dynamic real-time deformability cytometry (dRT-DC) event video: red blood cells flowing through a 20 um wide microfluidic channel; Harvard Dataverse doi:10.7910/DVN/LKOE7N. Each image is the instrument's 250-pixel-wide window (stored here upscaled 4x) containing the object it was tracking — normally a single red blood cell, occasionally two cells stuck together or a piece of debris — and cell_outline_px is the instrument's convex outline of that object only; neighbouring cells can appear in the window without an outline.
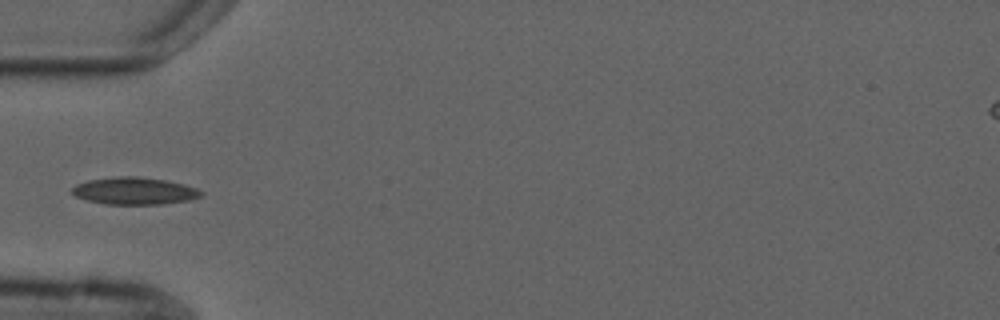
{"species": "common noctule bat (a hibernating species)", "species_latin": "Nyctalus noctula", "temperature_condition": "cold", "stored_images_in_passage": 6, "camera_frame_rate_fps": 3000, "um_per_image_px": 0.085, "animal": {"sex": "male", "forearm_length_mm": 52.5}, "frame": {"image": 1, "passage_image": 4, "time_ms": 4.667, "image_size_px": [1000, 320], "cell_outline_px": [[204, 192], [200, 196], [192, 200], [164, 204], [104, 204], [88, 200], [76, 196], [72, 192], [72, 188], [76, 184], [88, 180], [120, 176], [136, 176], [164, 180], [184, 184], [196, 188]], "centroid_in_image_um": [11.45, 16.23], "position_along_channel_um": 73.5, "area_um2": 20.4}}
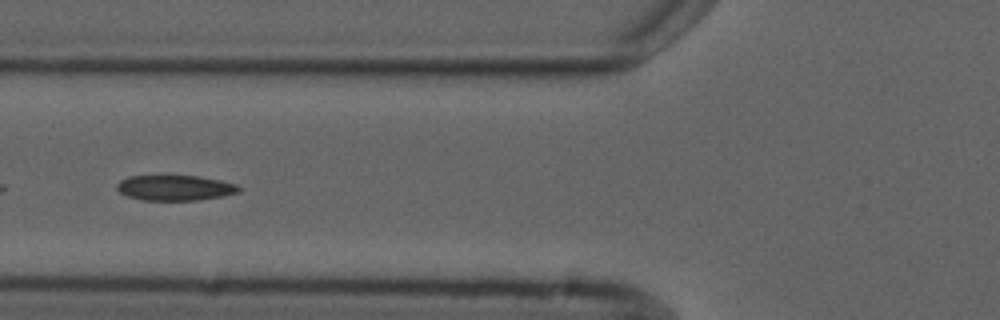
{"frame": {"image": 2, "passage_image": 5, "time_ms": 5.667, "image_size_px": [1000, 320], "cell_outline_px": [[240, 192], [220, 196], [196, 200], [144, 200], [128, 196], [120, 192], [116, 188], [116, 184], [120, 180], [128, 176], [196, 176], [220, 180], [236, 184], [240, 188]], "centroid_in_image_um": [14.85, 15.96], "position_along_channel_um": 111.0, "area_um2": 17.8}}
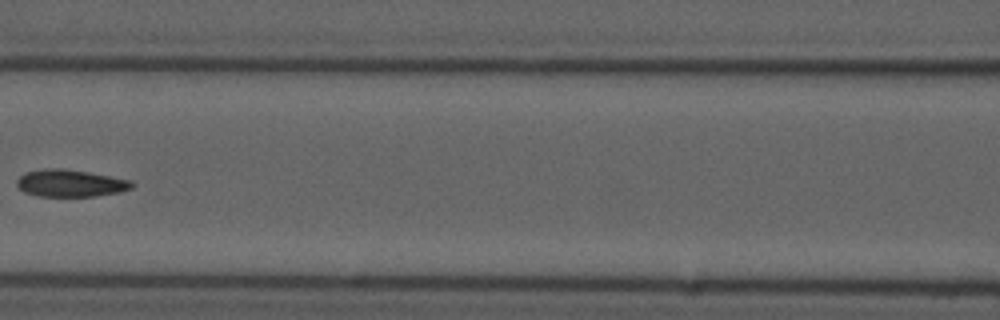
{"frame": {"image": 3, "passage_image": 6, "time_ms": 7.0, "image_size_px": [1000, 320], "cell_outline_px": [[136, 184], [132, 188], [120, 192], [96, 196], [36, 196], [24, 192], [16, 184], [16, 180], [24, 172], [44, 168], [64, 168], [88, 172], [132, 180]], "centroid_in_image_um": [5.99, 15.57], "position_along_channel_um": 160.6, "area_um2": 18.44}}